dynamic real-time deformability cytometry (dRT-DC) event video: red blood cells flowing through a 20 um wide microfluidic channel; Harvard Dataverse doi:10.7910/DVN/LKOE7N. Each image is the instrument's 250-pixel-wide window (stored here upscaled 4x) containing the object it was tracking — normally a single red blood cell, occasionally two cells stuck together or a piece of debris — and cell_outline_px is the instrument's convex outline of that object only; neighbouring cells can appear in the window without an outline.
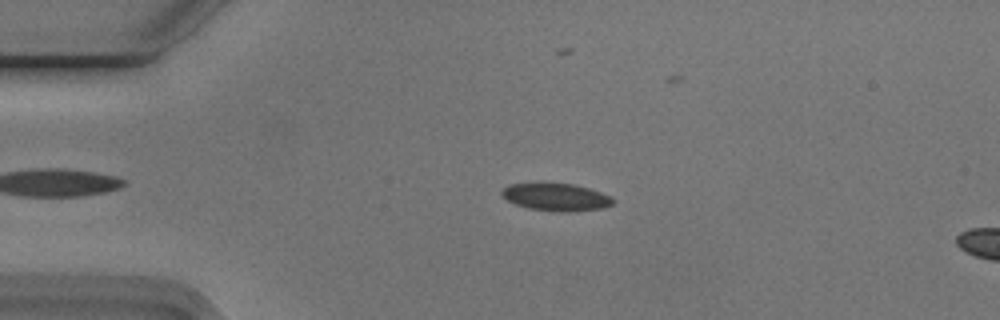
{"species": "Egyptian fruit bat (a non-hibernating species)", "species_latin": "Rousettus aegyptiacus", "temperature_condition": "cold", "stored_images_in_passage": 55, "camera_frame_rate_fps": 3000, "um_per_image_px": 0.085, "animal": {"sex": "male"}, "frame": {"image": 1, "passage_image": 12, "time_ms": 3.667, "image_size_px": [1000, 320], "cell_outline_px": [[616, 200], [612, 204], [604, 208], [568, 212], [560, 212], [528, 208], [516, 204], [508, 200], [500, 192], [508, 184], [540, 180], [544, 180], [576, 184], [612, 196]], "centroid_in_image_um": [47.25, 16.69], "position_along_channel_um": 37.7, "area_um2": 18.67}}
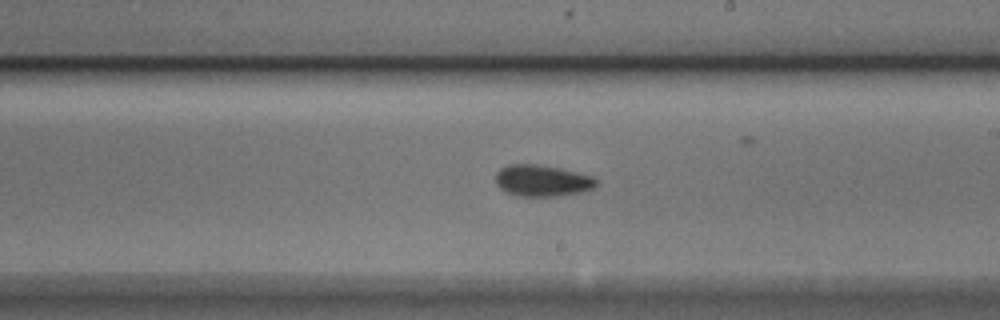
{"frame": {"image": 2, "passage_image": 31, "time_ms": 10.0, "image_size_px": [1000, 320], "cell_outline_px": [[596, 188], [580, 192], [560, 196], [516, 196], [504, 192], [496, 184], [496, 172], [500, 168], [508, 164], [536, 164], [560, 168], [592, 176], [596, 180]], "centroid_in_image_um": [46.05, 15.36], "position_along_channel_um": 242.9, "area_um2": 18.61}}
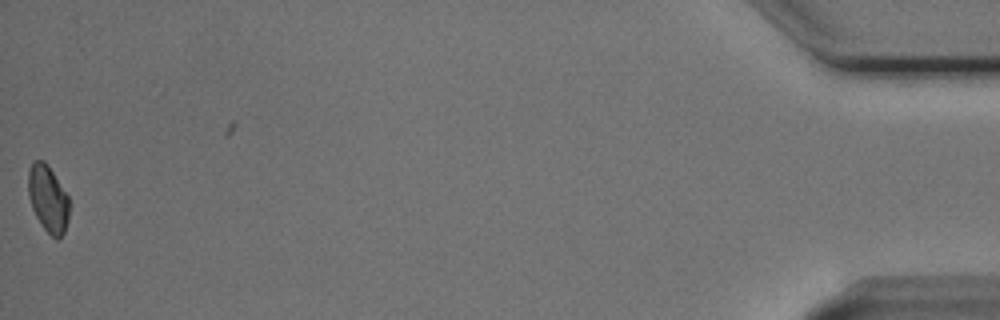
{"frame": {"image": 3, "passage_image": 54, "time_ms": 17.667, "image_size_px": [1000, 320], "cell_outline_px": [[68, 220], [64, 232], [56, 240], [40, 224], [32, 208], [28, 196], [28, 172], [32, 160], [44, 160], [48, 164], [68, 196]], "centroid_in_image_um": [4.06, 16.86], "position_along_channel_um": 431.1, "area_um2": 15.95}, "authors_computed_cell_mechanics": {"area_um2": 17.629, "velocity_mm_per_s": 3.762, "shape_relaxation_time_tau1_ms": 3.2296, "shape_relaxation_time_tau2_ms": 4.0661, "deformation_change_tau1": 0.0653, "deformation_change_tau2": 0.0737}}